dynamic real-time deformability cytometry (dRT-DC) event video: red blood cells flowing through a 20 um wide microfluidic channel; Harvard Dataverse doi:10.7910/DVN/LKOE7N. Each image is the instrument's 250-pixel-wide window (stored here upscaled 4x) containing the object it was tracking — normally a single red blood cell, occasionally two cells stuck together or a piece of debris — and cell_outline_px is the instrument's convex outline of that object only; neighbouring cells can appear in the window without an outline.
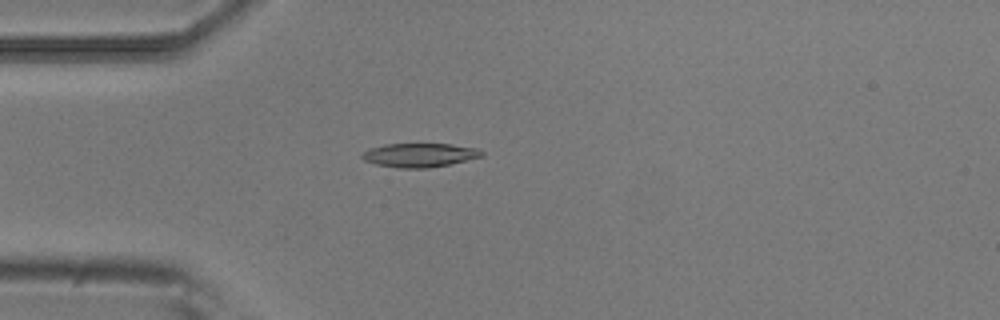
{"species": "common noctule bat (a hibernating species)", "species_latin": "Nyctalus noctula", "temperature_condition": "room temperature", "stored_images_in_passage": 4, "camera_frame_rate_fps": 3000, "um_per_image_px": 0.085, "animal": {"sex": "male", "body_mass_g": 20.5, "forearm_length_mm": 52.5}, "frame": {"image": 1, "passage_image": 4, "time_ms": 1.0, "image_size_px": [1000, 320], "cell_outline_px": [[484, 156], [448, 164], [428, 168], [396, 168], [376, 164], [364, 160], [360, 156], [368, 148], [384, 144], [452, 144], [476, 148], [484, 152]], "centroid_in_image_um": [35.64, 13.18], "position_along_channel_um": 49.4, "area_um2": 16.65}}